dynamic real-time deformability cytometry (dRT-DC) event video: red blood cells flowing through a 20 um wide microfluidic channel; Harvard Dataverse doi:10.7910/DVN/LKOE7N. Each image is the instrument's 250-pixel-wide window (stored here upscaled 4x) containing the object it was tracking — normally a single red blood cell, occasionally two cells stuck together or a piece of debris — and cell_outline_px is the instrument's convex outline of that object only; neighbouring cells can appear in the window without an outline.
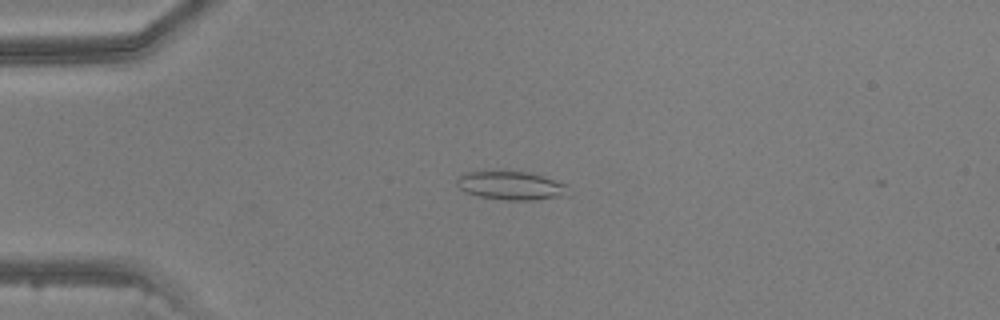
{"species": "common noctule bat (a hibernating species)", "species_latin": "Nyctalus noctula", "temperature_condition": "warm", "stored_images_in_passage": 37, "camera_frame_rate_fps": 3000, "um_per_image_px": 0.085, "animal": {"sex": "male", "body_mass_g": 20.5, "forearm_length_mm": 52.5}, "frame": {"image": 1, "passage_image": 2, "time_ms": 0.333, "image_size_px": [1000, 320], "cell_outline_px": [[568, 196], [536, 200], [504, 200], [480, 196], [464, 192], [456, 184], [456, 180], [460, 176], [468, 172], [528, 172], [568, 184]], "centroid_in_image_um": [43.49, 15.8], "position_along_channel_um": 41.5, "area_um2": 18.44}}
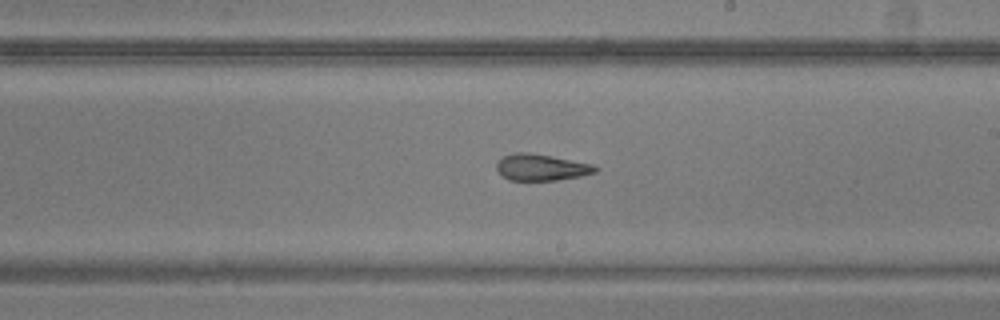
{"frame": {"image": 2, "passage_image": 18, "time_ms": 5.667, "image_size_px": [1000, 320], "cell_outline_px": [[600, 168], [596, 172], [580, 176], [556, 180], [508, 180], [496, 168], [496, 164], [504, 156], [516, 152], [528, 152], [592, 164]], "centroid_in_image_um": [46.02, 14.23], "position_along_channel_um": 243.0, "area_um2": 14.97}}
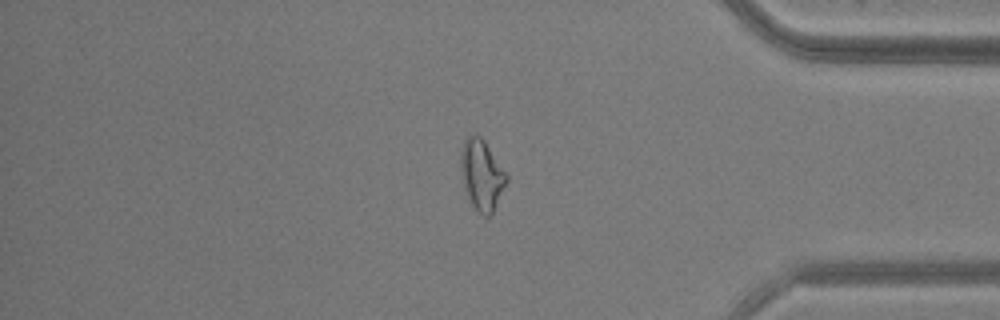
{"frame": {"image": 3, "passage_image": 30, "time_ms": 9.667, "image_size_px": [1000, 320], "cell_outline_px": [[508, 180], [492, 212], [488, 216], [484, 216], [472, 204], [468, 196], [464, 184], [460, 168], [460, 152], [464, 140], [472, 132], [480, 136], [484, 140], [508, 176]], "centroid_in_image_um": [40.93, 14.8], "position_along_channel_um": 394.3, "area_um2": 18.44}}